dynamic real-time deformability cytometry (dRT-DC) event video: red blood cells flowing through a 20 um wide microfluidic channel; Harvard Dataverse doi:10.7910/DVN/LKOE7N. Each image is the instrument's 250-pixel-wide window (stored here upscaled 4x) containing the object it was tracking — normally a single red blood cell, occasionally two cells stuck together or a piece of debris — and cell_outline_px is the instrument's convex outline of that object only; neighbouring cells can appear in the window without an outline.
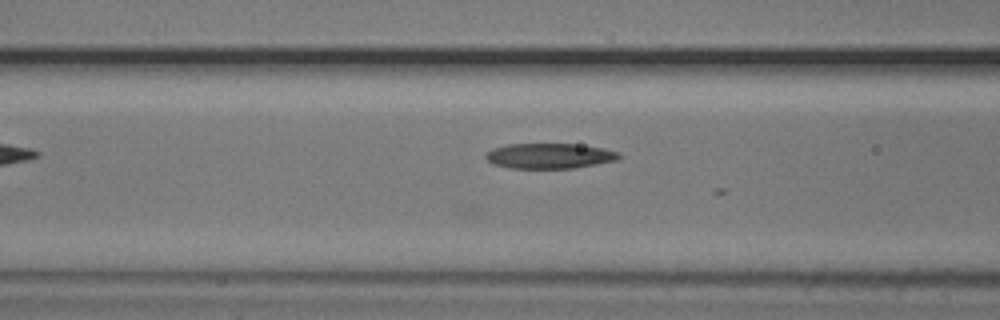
{"species": "common noctule bat (a hibernating species)", "species_latin": "Nyctalus noctula", "temperature_condition": "cold", "stored_images_in_passage": 9, "camera_frame_rate_fps": 3000, "um_per_image_px": 0.085, "animal": {"sex": "male", "body_mass_g": 20.5, "forearm_length_mm": 52.5}, "frame": {"image": 1, "passage_image": 5, "time_ms": 1.333, "image_size_px": [1000, 320], "cell_outline_px": [[624, 156], [620, 160], [572, 168], [508, 168], [492, 164], [484, 156], [488, 152], [496, 148], [508, 144], [576, 144], [604, 148], [620, 152]], "centroid_in_image_um": [46.78, 13.25], "position_along_channel_um": 119.8, "area_um2": 19.71}}